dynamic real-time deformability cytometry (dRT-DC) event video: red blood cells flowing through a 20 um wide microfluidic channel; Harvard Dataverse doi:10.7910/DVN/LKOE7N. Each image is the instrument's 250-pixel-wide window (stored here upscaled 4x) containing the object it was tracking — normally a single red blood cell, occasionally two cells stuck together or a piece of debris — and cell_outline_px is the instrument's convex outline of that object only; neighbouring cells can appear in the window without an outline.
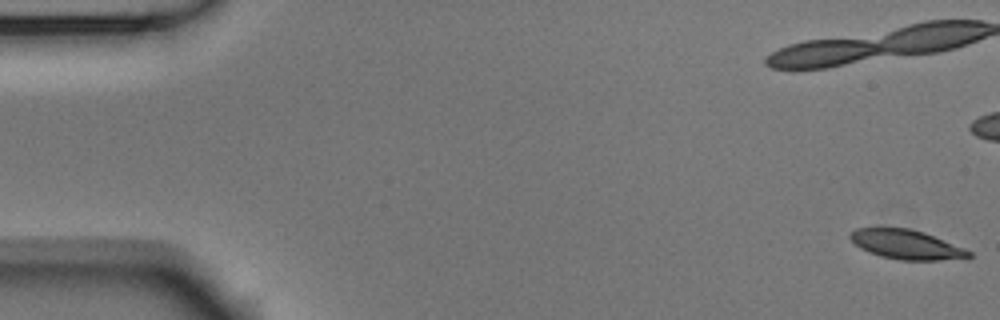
{"species": "Egyptian fruit bat (a non-hibernating species)", "species_latin": "Rousettus aegyptiacus", "temperature_condition": "room temperature", "stored_images_in_passage": 55, "camera_frame_rate_fps": 3000, "um_per_image_px": 0.085, "animal": {"sex": "male"}, "frame": {"image": 1, "passage_image": 1, "time_ms": 0.0, "image_size_px": [1000, 320], "cell_outline_px": [[972, 256], [968, 260], [900, 260], [880, 256], [868, 252], [860, 248], [848, 236], [856, 228], [908, 228], [924, 232], [964, 248], [972, 252]], "centroid_in_image_um": [77.11, 20.81], "position_along_channel_um": 7.9, "area_um2": 20.46}, "authors_computed_cell_mechanics": {"area_um2": 21.9062, "velocity_mm_per_s": 3.7154, "shape_relaxation_time_tau1_ms": 2.1487, "shape_relaxation_time_tau2_ms": 2.988, "deformation_change_tau1": 0.133, "deformation_change_tau2": 0.0936}}